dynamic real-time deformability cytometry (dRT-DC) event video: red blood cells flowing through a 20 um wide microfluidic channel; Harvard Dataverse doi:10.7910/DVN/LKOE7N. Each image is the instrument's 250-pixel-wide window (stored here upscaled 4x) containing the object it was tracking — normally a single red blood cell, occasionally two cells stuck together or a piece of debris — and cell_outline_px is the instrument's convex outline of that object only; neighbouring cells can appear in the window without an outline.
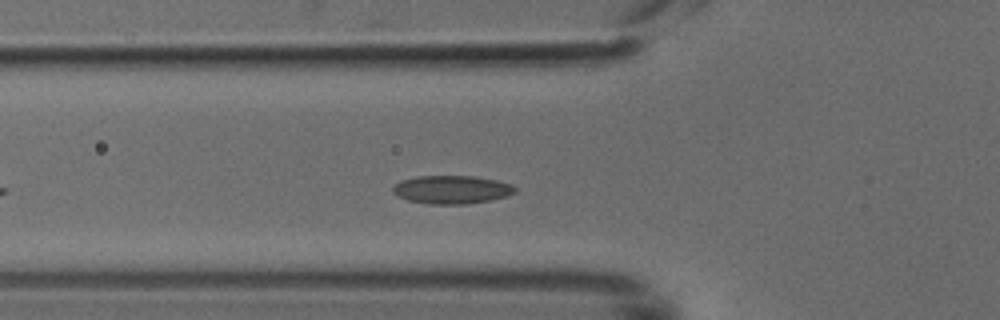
{"species": "common noctule bat (a hibernating species)", "species_latin": "Nyctalus noctula", "temperature_condition": "cold", "stored_images_in_passage": 38, "camera_frame_rate_fps": 3000, "um_per_image_px": 0.085, "animal": {"sex": "male", "body_mass_g": 18.8}, "frame": {"image": 1, "passage_image": 8, "time_ms": 2.333, "image_size_px": [1000, 320], "cell_outline_px": [[516, 192], [508, 196], [492, 200], [468, 204], [428, 204], [408, 200], [396, 196], [392, 192], [392, 188], [400, 180], [416, 176], [476, 176], [496, 180], [512, 184], [516, 188]], "centroid_in_image_um": [38.4, 16.12], "position_along_channel_um": 87.4, "area_um2": 20.4}}
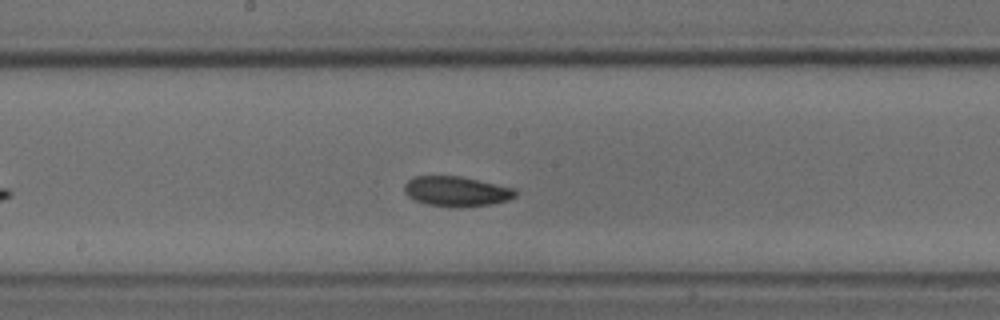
{"frame": {"image": 2, "passage_image": 17, "time_ms": 5.333, "image_size_px": [1000, 320], "cell_outline_px": [[516, 196], [508, 200], [492, 204], [460, 208], [456, 208], [428, 204], [416, 200], [408, 196], [404, 192], [404, 184], [408, 180], [416, 176], [460, 176], [512, 188], [516, 192]], "centroid_in_image_um": [38.77, 16.28], "position_along_channel_um": 209.4, "area_um2": 19.31}}
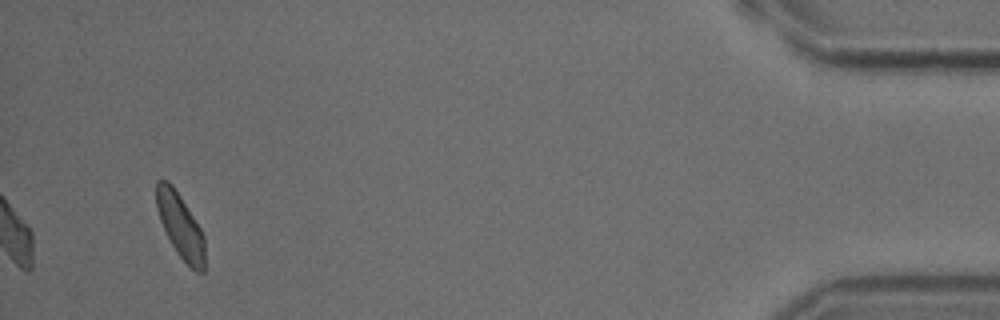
{"frame": {"image": 3, "passage_image": 38, "time_ms": 12.333, "image_size_px": [1000, 320], "cell_outline_px": [[204, 272], [196, 272], [176, 252], [160, 220], [156, 208], [156, 180], [168, 180], [172, 184], [180, 196], [200, 228], [204, 236]], "centroid_in_image_um": [15.32, 19.17], "position_along_channel_um": 419.9, "area_um2": 17.86}}